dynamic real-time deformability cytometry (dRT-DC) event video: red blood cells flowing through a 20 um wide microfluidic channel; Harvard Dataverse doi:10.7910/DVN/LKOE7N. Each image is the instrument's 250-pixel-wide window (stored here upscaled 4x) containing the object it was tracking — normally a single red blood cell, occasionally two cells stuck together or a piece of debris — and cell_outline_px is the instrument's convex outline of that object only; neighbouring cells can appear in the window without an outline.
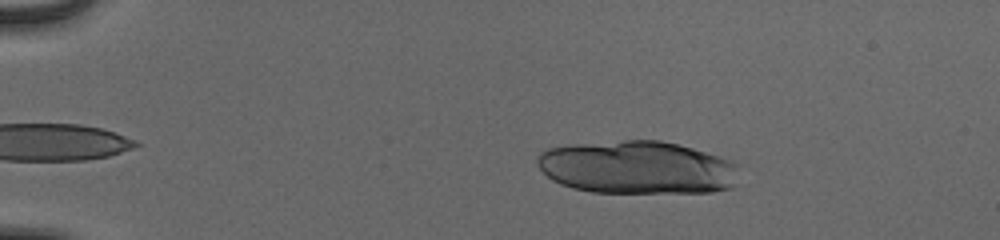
{"species": "human", "species_latin": "Homo sapiens", "temperature_condition": "cold", "stored_images_in_passage": 22, "camera_frame_rate_fps": 3000, "um_per_image_px": 0.085, "donor": {"sex": "male"}, "frame": {"image": 1, "passage_image": 10, "time_ms": 3.0, "image_size_px": [1000, 240], "cell_outline_px": [[736, 164], [732, 188], [712, 192], [592, 192], [572, 188], [560, 184], [552, 180], [536, 164], [536, 156], [540, 152], [548, 148], [572, 144], [624, 140], [660, 140], [680, 144], [728, 160]], "centroid_in_image_um": [54.08, 14.23], "position_along_channel_um": 30.9, "area_um2": 62.19}}